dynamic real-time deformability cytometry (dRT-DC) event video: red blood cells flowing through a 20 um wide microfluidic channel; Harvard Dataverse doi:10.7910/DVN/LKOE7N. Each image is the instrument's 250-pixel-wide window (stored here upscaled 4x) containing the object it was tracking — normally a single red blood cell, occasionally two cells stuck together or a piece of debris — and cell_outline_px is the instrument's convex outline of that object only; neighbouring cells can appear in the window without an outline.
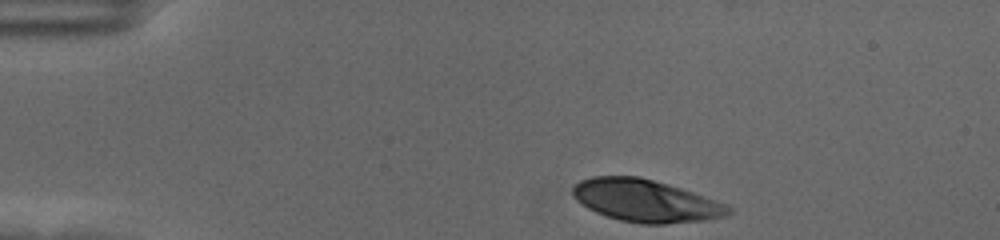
{"species": "human", "species_latin": "Homo sapiens", "temperature_condition": "cold", "stored_images_in_passage": 39, "camera_frame_rate_fps": 3000, "um_per_image_px": 0.085, "donor": {"sex": "female"}, "frame": {"image": 1, "passage_image": 1, "time_ms": 0.0, "image_size_px": [1000, 240], "cell_outline_px": [[732, 212], [728, 216], [704, 220], [664, 224], [640, 224], [620, 220], [596, 212], [588, 208], [576, 200], [572, 196], [572, 188], [580, 180], [592, 176], [640, 176], [668, 184], [728, 204], [732, 208]], "centroid_in_image_um": [54.89, 17.06], "position_along_channel_um": 30.1, "area_um2": 38.49}}
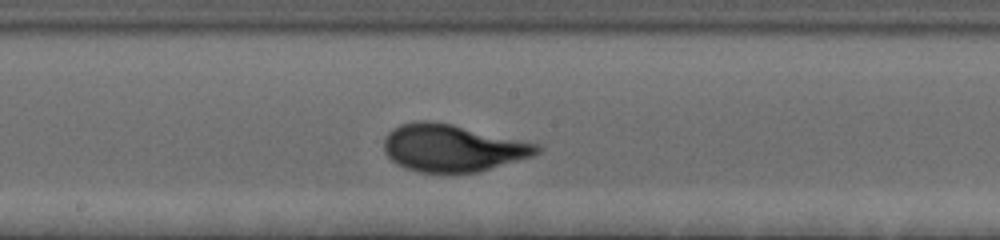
{"frame": {"image": 2, "passage_image": 22, "time_ms": 7.0, "image_size_px": [1000, 240], "cell_outline_px": [[544, 148], [540, 152], [532, 156], [476, 172], [416, 172], [404, 168], [396, 164], [384, 152], [384, 140], [388, 132], [392, 128], [400, 124], [420, 120], [432, 120], [452, 124], [540, 144]], "centroid_in_image_um": [38.44, 12.56], "position_along_channel_um": 209.8, "area_um2": 42.14}}
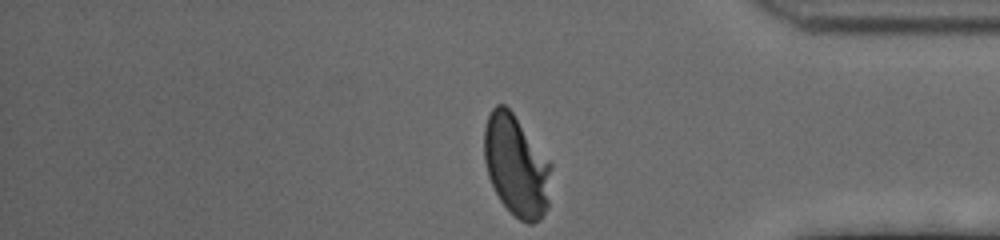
{"frame": {"image": 3, "passage_image": 39, "time_ms": 12.667, "image_size_px": [1000, 240], "cell_outline_px": [[552, 164], [548, 208], [540, 220], [532, 224], [528, 224], [520, 220], [500, 200], [488, 176], [484, 160], [484, 128], [488, 116], [492, 108], [496, 104], [504, 104], [512, 112]], "centroid_in_image_um": [43.89, 14.1], "position_along_channel_um": 391.3, "area_um2": 39.42}, "authors_computed_cell_mechanics": {"area_um2": 40.3444, "velocity_mm_per_s": 3.5004, "shape_relaxation_time_tau1_ms": 3.7635, "shape_relaxation_time_tau2_ms": null, "deformation_change_tau1": 0.1988, "deformation_change_tau2": null}}